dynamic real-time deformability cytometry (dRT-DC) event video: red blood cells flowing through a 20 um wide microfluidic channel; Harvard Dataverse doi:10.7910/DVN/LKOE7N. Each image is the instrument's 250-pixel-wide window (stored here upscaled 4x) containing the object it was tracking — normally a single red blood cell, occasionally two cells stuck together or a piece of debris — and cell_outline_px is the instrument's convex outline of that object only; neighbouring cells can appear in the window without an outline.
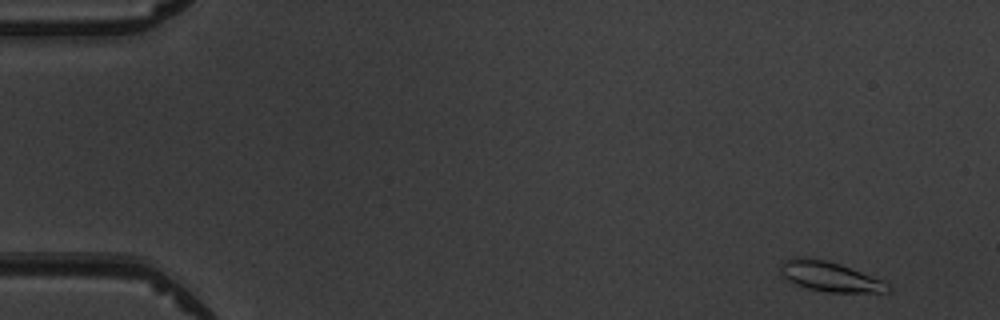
{"species": "common noctule bat (a hibernating species)", "species_latin": "Nyctalus noctula", "temperature_condition": "warm", "stored_images_in_passage": 7, "camera_frame_rate_fps": 3000, "um_per_image_px": 0.085, "animal": {"sex": "male", "body_mass_g": 19.5, "forearm_length_mm": 54.6}, "frame": {"image": 1, "passage_image": 1, "time_ms": 0.0, "image_size_px": [1000, 320], "cell_outline_px": [[892, 292], [828, 292], [808, 288], [796, 284], [788, 280], [780, 272], [780, 264], [784, 260], [796, 256], [808, 256], [840, 264], [884, 280], [892, 288]], "centroid_in_image_um": [70.55, 23.49], "position_along_channel_um": 14.5, "area_um2": 18.84}}
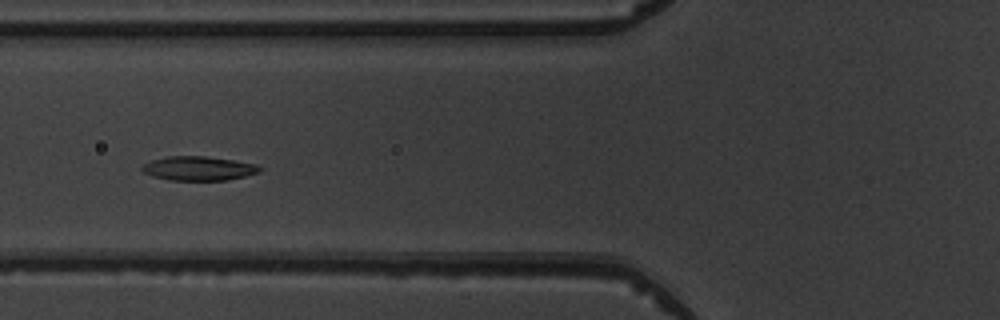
{"frame": {"image": 2, "passage_image": 6, "time_ms": 5.667, "image_size_px": [1000, 320], "cell_outline_px": [[264, 168], [260, 172], [228, 180], [168, 180], [152, 176], [144, 172], [140, 168], [144, 164], [152, 160], [168, 156], [204, 156], [232, 160], [256, 164]], "centroid_in_image_um": [16.89, 14.32], "position_along_channel_um": 108.9, "area_um2": 16.53}}
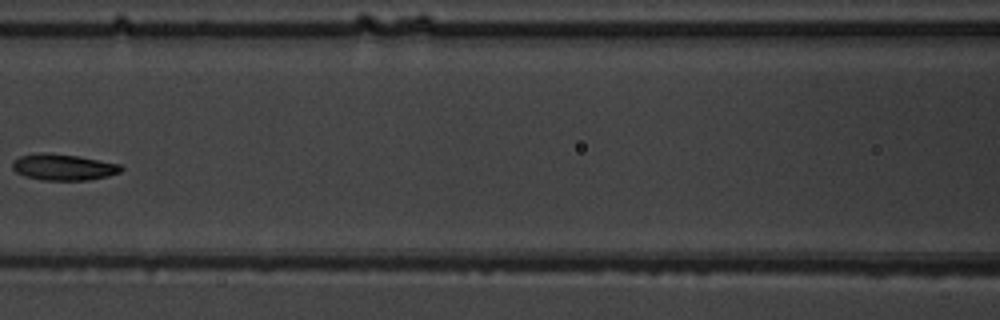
{"frame": {"image": 3, "passage_image": 7, "time_ms": 7.0, "image_size_px": [1000, 320], "cell_outline_px": [[124, 168], [120, 172], [108, 176], [88, 180], [44, 180], [24, 176], [16, 172], [12, 168], [12, 164], [20, 156], [40, 152], [44, 152], [80, 156], [120, 164]], "centroid_in_image_um": [5.4, 14.2], "position_along_channel_um": 161.2, "area_um2": 16.65}}